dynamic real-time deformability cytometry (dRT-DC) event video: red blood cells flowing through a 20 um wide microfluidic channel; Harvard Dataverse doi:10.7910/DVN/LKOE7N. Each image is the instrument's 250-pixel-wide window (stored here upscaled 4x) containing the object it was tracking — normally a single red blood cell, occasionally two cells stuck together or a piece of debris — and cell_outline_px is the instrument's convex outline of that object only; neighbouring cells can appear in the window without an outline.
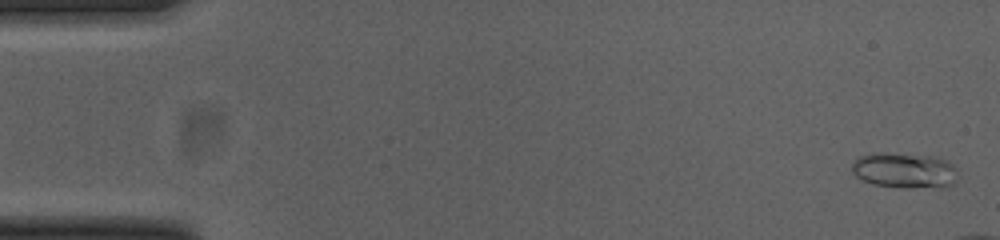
{"species": "common noctule bat (a hibernating species)", "species_latin": "Nyctalus noctula", "temperature_condition": "cold", "stored_images_in_passage": 46, "camera_frame_rate_fps": 3000, "um_per_image_px": 0.085, "animal": {"sex": "female", "body_mass_g": 23.0, "forearm_length_mm": 53.4}, "frame": {"image": 1, "passage_image": 2, "time_ms": 0.333, "image_size_px": [1000, 240], "cell_outline_px": [[960, 176], [952, 184], [912, 188], [904, 188], [872, 184], [856, 176], [852, 172], [852, 164], [860, 156], [880, 152], [888, 152], [936, 156], [952, 164], [956, 168]], "centroid_in_image_um": [76.89, 14.46], "position_along_channel_um": 8.1, "area_um2": 21.91}}
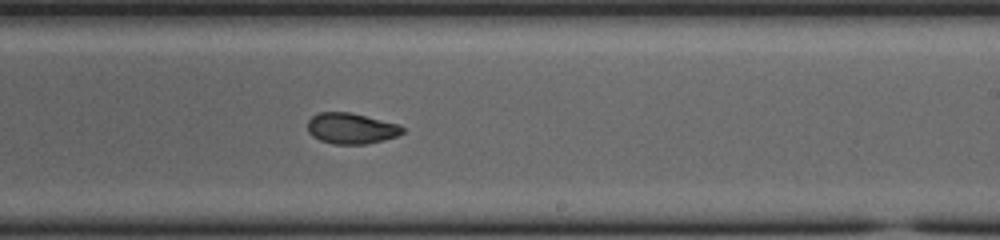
{"frame": {"image": 2, "passage_image": 32, "time_ms": 10.333, "image_size_px": [1000, 240], "cell_outline_px": [[404, 132], [396, 136], [384, 140], [364, 144], [332, 144], [320, 140], [312, 136], [308, 132], [308, 120], [312, 116], [320, 112], [352, 112], [400, 124], [404, 128]], "centroid_in_image_um": [29.86, 10.91], "position_along_channel_um": 259.1, "area_um2": 17.22}}
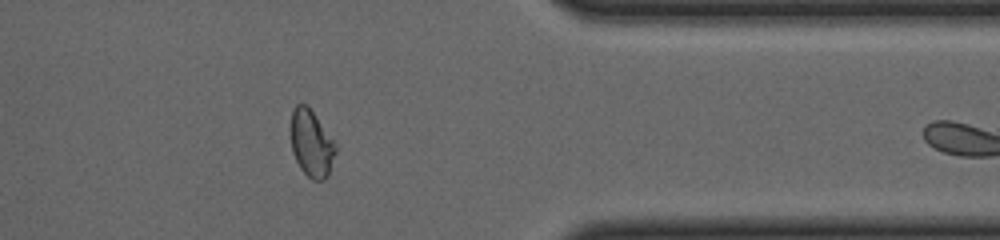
{"frame": {"image": 3, "passage_image": 43, "time_ms": 14.0, "image_size_px": [1000, 240], "cell_outline_px": [[336, 152], [328, 176], [324, 180], [312, 180], [300, 168], [292, 152], [288, 132], [288, 128], [292, 108], [296, 104], [308, 104], [332, 140], [336, 148]], "centroid_in_image_um": [26.4, 12.15], "position_along_channel_um": 385.0, "area_um2": 17.86}, "authors_computed_cell_mechanics": {"area_um2": 17.629, "velocity_mm_per_s": 3.8668, "shape_relaxation_time_tau1_ms": 3.3732, "shape_relaxation_time_tau2_ms": 1.8574, "deformation_change_tau1": 0.1346, "deformation_change_tau2": 0.0673}}